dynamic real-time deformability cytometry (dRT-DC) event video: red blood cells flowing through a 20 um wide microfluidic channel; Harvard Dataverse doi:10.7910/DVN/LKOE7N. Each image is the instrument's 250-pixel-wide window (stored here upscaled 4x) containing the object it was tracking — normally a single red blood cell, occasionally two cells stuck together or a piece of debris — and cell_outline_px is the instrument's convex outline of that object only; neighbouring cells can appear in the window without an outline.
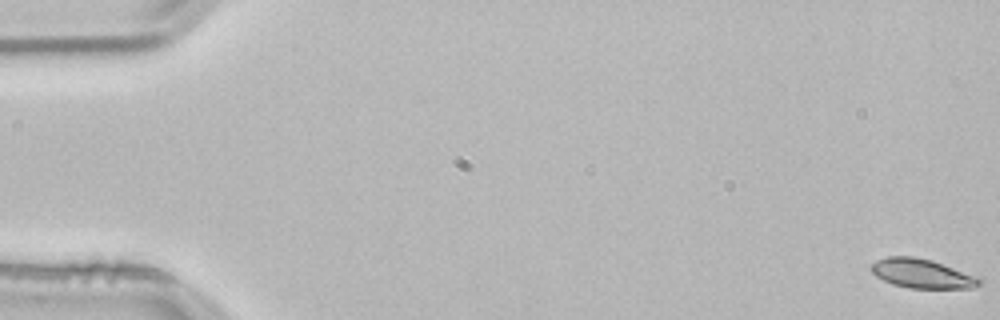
{"species": "common noctule bat (a hibernating species)", "species_latin": "Nyctalus noctula", "temperature_condition": "room temperature", "stored_images_in_passage": 10, "camera_frame_rate_fps": 3000, "um_per_image_px": 0.085, "animal": {"sex": "male", "body_mass_g": 21.5, "forearm_length_mm": 52.0}, "frame": {"image": 1, "passage_image": 1, "time_ms": 0.0, "image_size_px": [1000, 320], "cell_outline_px": [[984, 284], [972, 288], [908, 288], [892, 284], [876, 276], [868, 268], [876, 260], [888, 256], [912, 256], [932, 260], [976, 276]], "centroid_in_image_um": [78.34, 23.25], "position_along_channel_um": 6.7, "area_um2": 18.44}}